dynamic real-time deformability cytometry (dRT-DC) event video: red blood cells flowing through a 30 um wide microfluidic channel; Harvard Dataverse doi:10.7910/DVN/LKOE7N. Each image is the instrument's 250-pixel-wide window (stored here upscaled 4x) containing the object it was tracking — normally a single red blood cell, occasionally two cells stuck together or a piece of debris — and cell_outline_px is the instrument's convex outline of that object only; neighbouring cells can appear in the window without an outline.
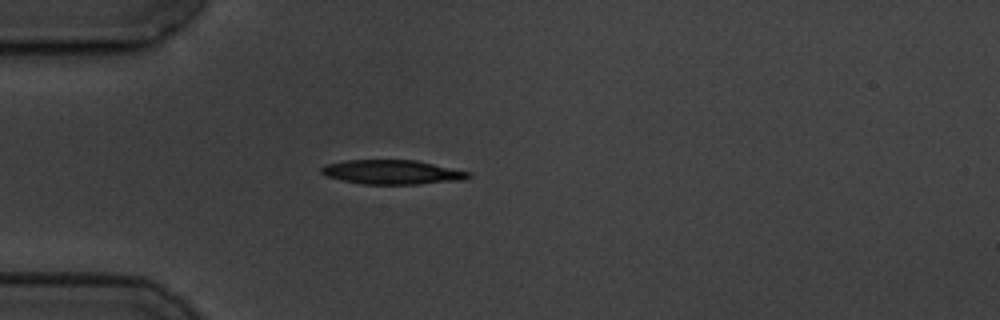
{"species": "common noctule bat (a hibernating species)", "species_latin": "Nyctalus noctula", "temperature_condition": "cold", "stored_images_in_passage": 5, "camera_frame_rate_fps": 3000, "um_per_image_px": 0.085, "animal": {"sex": "male", "body_mass_g": 19.5, "forearm_length_mm": 54.6}, "frame": {"image": 1, "passage_image": 4, "time_ms": 3.667, "image_size_px": [1000, 320], "cell_outline_px": [[472, 176], [464, 180], [420, 184], [364, 184], [324, 176], [320, 172], [320, 168], [324, 164], [344, 160], [416, 160], [472, 172]], "centroid_in_image_um": [33.35, 14.63], "position_along_channel_um": 51.7, "area_um2": 21.04}}